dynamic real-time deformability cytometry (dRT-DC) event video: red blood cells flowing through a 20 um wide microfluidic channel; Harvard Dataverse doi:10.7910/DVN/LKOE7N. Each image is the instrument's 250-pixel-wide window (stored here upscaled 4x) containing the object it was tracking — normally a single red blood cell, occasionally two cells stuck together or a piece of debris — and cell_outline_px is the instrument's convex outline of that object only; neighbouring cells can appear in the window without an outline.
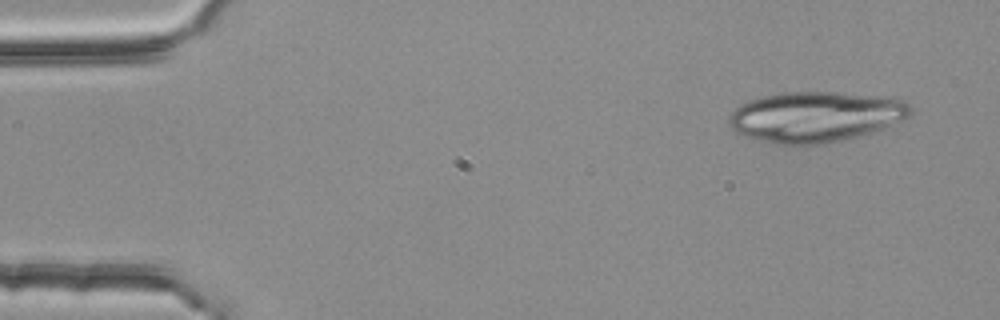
{"species": "common noctule bat (a hibernating species)", "species_latin": "Nyctalus noctula", "temperature_condition": "room temperature", "stored_images_in_passage": 6, "segment_of_instrument_passage": [1, 2], "camera_frame_rate_fps": 3000, "um_per_image_px": 0.085, "animal": {"sex": "female", "body_mass_g": 25.1}, "frame": {"image": 1, "passage_image": 1, "time_ms": 0.0, "image_size_px": [1000, 320], "cell_outline_px": [[912, 112], [908, 116], [900, 120], [880, 128], [856, 136], [824, 144], [776, 144], [744, 136], [736, 132], [728, 124], [728, 116], [740, 104], [748, 100], [760, 96], [784, 92], [836, 92], [888, 96], [904, 100], [912, 108]], "centroid_in_image_um": [69.27, 9.9], "position_along_channel_um": 15.7, "area_um2": 53.29}}